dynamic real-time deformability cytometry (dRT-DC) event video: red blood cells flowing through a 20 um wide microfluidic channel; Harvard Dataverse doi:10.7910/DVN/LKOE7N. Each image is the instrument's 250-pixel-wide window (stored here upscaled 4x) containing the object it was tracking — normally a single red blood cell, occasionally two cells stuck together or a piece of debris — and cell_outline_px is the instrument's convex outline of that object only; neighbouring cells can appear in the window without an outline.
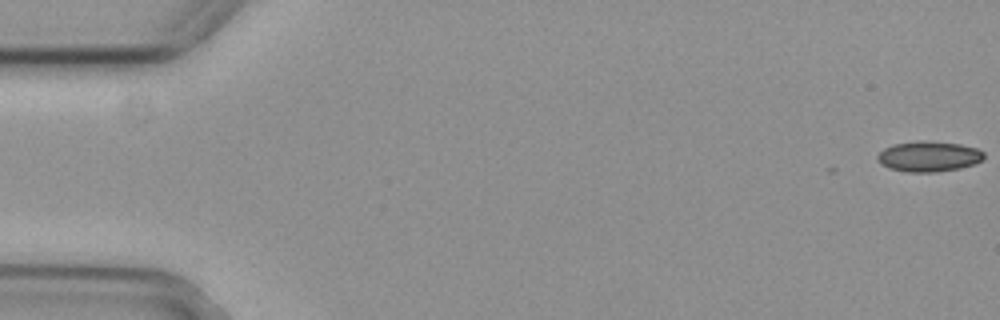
{"species": "common noctule bat (a hibernating species)", "species_latin": "Nyctalus noctula", "temperature_condition": "cold", "stored_images_in_passage": 5, "camera_frame_rate_fps": 3000, "um_per_image_px": 0.085, "animal": {"sex": "female", "body_mass_g": 29.2, "forearm_length_mm": 56.3}, "frame": {"image": 1, "passage_image": 5, "time_ms": 1.333, "image_size_px": [1000, 320], "cell_outline_px": [[984, 156], [976, 164], [960, 168], [936, 172], [908, 172], [888, 168], [880, 164], [876, 160], [876, 156], [884, 148], [892, 144], [916, 140], [928, 140], [960, 144], [976, 148], [984, 152]], "centroid_in_image_um": [78.9, 13.29], "position_along_channel_um": 6.1, "area_um2": 19.19}}